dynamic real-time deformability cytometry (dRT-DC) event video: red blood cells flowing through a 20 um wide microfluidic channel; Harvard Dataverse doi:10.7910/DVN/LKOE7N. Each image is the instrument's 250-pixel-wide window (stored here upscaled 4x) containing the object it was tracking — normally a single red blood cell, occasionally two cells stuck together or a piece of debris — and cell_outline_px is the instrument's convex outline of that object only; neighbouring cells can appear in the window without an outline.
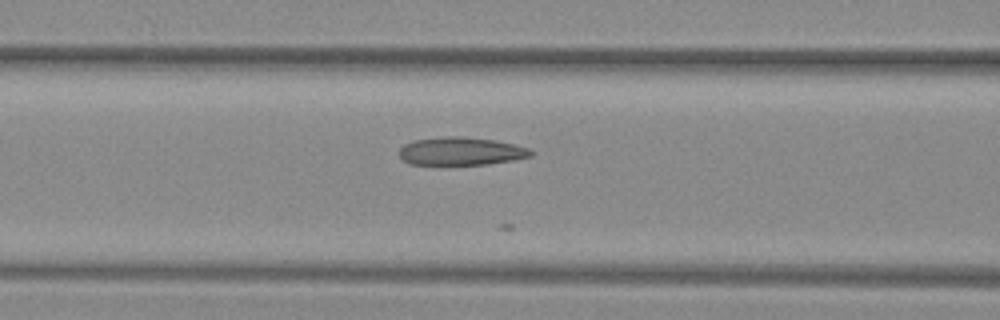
{"species": "common noctule bat (a hibernating species)", "species_latin": "Nyctalus noctula", "temperature_condition": "warm", "stored_images_in_passage": 19, "camera_frame_rate_fps": 3000, "um_per_image_px": 0.085, "animal": {"sex": "female", "body_mass_g": 29.2, "forearm_length_mm": 56.3}, "frame": {"image": 1, "passage_image": 8, "time_ms": 2.333, "image_size_px": [1000, 320], "cell_outline_px": [[536, 152], [532, 156], [512, 160], [488, 164], [408, 164], [400, 156], [400, 148], [404, 144], [412, 140], [444, 136], [460, 136], [496, 140], [528, 148]], "centroid_in_image_um": [39.19, 12.84], "position_along_channel_um": 127.4, "area_um2": 21.5}}
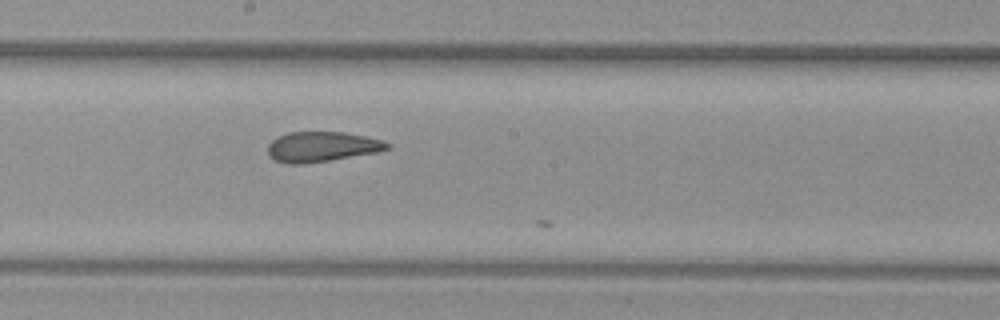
{"frame": {"image": 2, "passage_image": 15, "time_ms": 4.667, "image_size_px": [1000, 320], "cell_outline_px": [[392, 148], [380, 152], [304, 164], [288, 164], [276, 160], [268, 156], [268, 144], [276, 136], [288, 132], [344, 132], [384, 140], [392, 144]], "centroid_in_image_um": [27.39, 12.47], "position_along_channel_um": 220.8, "area_um2": 21.27}}
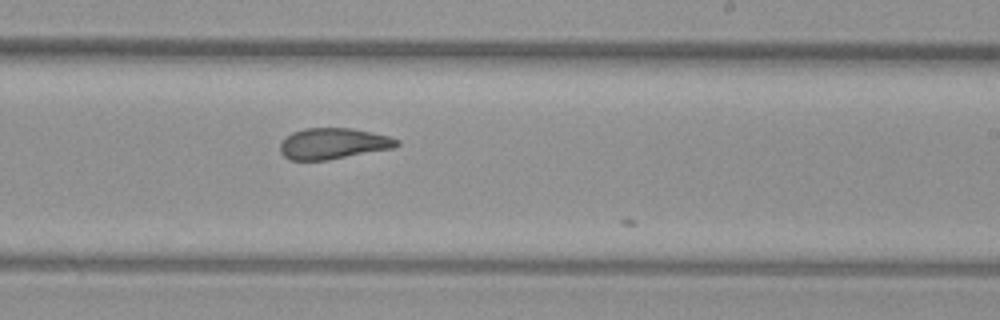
{"frame": {"image": 3, "passage_image": 18, "time_ms": 5.667, "image_size_px": [1000, 320], "cell_outline_px": [[400, 144], [392, 148], [328, 160], [288, 160], [280, 152], [280, 144], [292, 132], [304, 128], [352, 128], [372, 132], [388, 136], [400, 140]], "centroid_in_image_um": [28.32, 12.2], "position_along_channel_um": 260.7, "area_um2": 21.04}}